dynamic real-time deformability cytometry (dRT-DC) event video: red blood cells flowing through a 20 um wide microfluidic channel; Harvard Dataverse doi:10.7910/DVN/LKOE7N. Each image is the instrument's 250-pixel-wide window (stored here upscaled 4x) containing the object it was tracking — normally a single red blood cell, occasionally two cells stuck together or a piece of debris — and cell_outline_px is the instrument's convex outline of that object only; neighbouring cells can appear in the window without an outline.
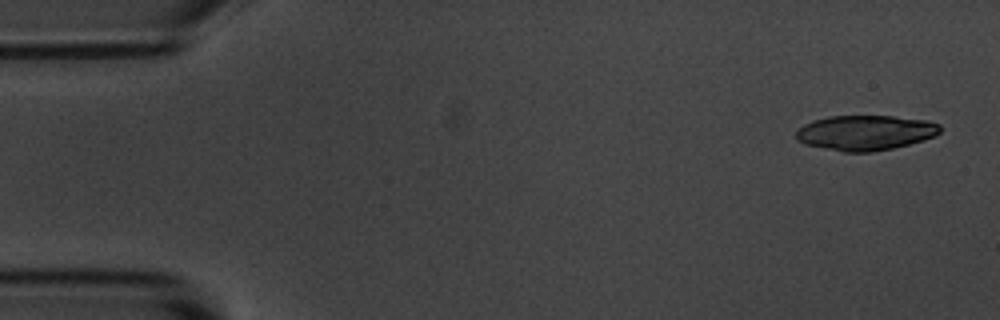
{"species": "common noctule bat (a hibernating species)", "species_latin": "Nyctalus noctula", "temperature_condition": "room temperature", "stored_images_in_passage": 5, "camera_frame_rate_fps": 3000, "um_per_image_px": 0.085, "animal": {"sex": "male", "body_mass_g": 20.1, "forearm_length_mm": 53.5}, "frame": {"image": 1, "passage_image": 1, "time_ms": 0.0, "image_size_px": [1000, 320], "cell_outline_px": [[940, 132], [936, 136], [924, 140], [892, 148], [872, 152], [844, 152], [804, 144], [796, 140], [796, 132], [804, 124], [812, 120], [828, 116], [892, 116], [924, 120], [940, 124]], "centroid_in_image_um": [73.54, 11.28], "position_along_channel_um": 11.5, "area_um2": 29.42}}